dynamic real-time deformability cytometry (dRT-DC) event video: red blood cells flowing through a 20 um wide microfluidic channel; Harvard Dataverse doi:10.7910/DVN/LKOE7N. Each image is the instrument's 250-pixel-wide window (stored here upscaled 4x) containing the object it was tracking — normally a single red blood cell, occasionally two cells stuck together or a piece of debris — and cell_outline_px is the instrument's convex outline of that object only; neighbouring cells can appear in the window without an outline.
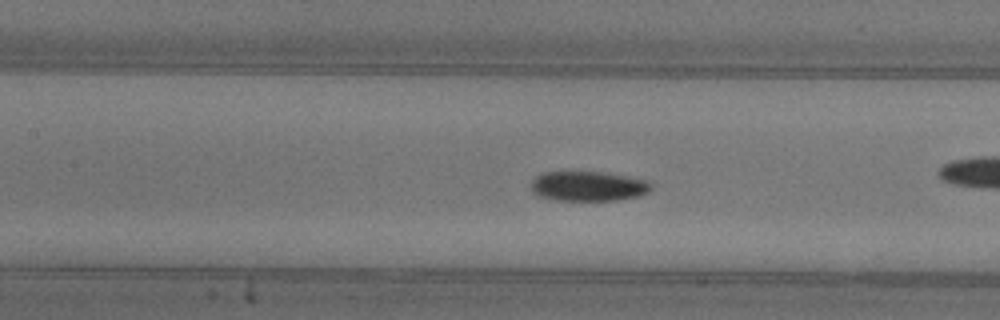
{"species": "common noctule bat (a hibernating species)", "species_latin": "Nyctalus noctula", "temperature_condition": "warm", "stored_images_in_passage": 40, "camera_frame_rate_fps": 3000, "um_per_image_px": 0.085, "animal": {"sex": "female"}, "frame": {"image": 1, "passage_image": 23, "time_ms": 7.333, "image_size_px": [1000, 320], "cell_outline_px": [[652, 188], [648, 192], [640, 196], [616, 200], [556, 200], [536, 196], [532, 192], [532, 180], [536, 176], [544, 172], [604, 172], [648, 180], [652, 184]], "centroid_in_image_um": [50.01, 15.83], "position_along_channel_um": 157.4, "area_um2": 20.98}, "authors_computed_cell_mechanics": {"area_um2": 20.9814, "velocity_mm_per_s": 3.9159, "shape_relaxation_time_tau1_ms": 3.0974, "shape_relaxation_time_tau2_ms": null, "deformation_change_tau1": 0.1213, "deformation_change_tau2": null}}